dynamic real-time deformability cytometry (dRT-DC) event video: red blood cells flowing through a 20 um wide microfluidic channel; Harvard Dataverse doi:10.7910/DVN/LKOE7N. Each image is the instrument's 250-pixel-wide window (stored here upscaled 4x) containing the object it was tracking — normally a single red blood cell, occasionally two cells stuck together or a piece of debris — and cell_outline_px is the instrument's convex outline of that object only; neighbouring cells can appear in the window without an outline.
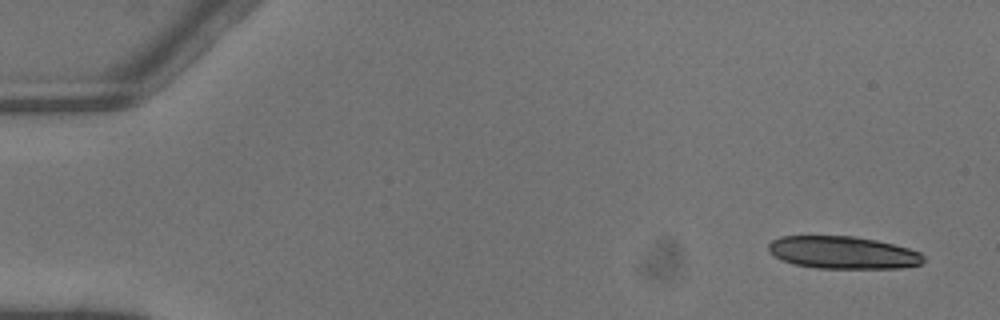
{"species": "common noctule bat (a hibernating species)", "species_latin": "Nyctalus noctula", "temperature_condition": "warm", "stored_images_in_passage": 5, "camera_frame_rate_fps": 3000, "um_per_image_px": 0.085, "animal": {"sex": "male", "body_mass_g": 13.3}, "frame": {"image": 1, "passage_image": 1, "time_ms": 0.0, "image_size_px": [1000, 320], "cell_outline_px": [[924, 260], [920, 264], [900, 268], [816, 268], [792, 264], [768, 252], [768, 244], [772, 240], [780, 236], [856, 236], [876, 240], [908, 248], [920, 252], [924, 256]], "centroid_in_image_um": [71.63, 21.46], "position_along_channel_um": 13.4, "area_um2": 29.36}}
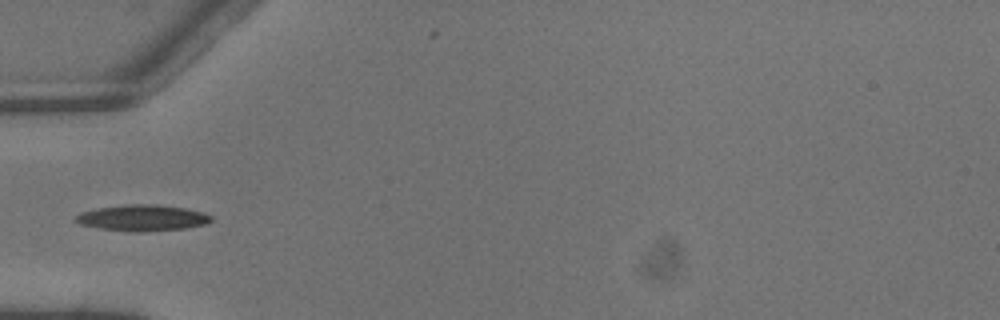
{"frame": {"image": 2, "passage_image": 4, "time_ms": 1.0, "image_size_px": [1000, 320], "cell_outline_px": [[212, 220], [208, 224], [184, 228], [144, 232], [136, 232], [100, 228], [80, 224], [76, 220], [76, 216], [80, 212], [96, 208], [128, 204], [156, 204], [188, 208], [204, 212], [212, 216]], "centroid_in_image_um": [12.16, 18.51], "position_along_channel_um": 72.8, "area_um2": 20.75}}
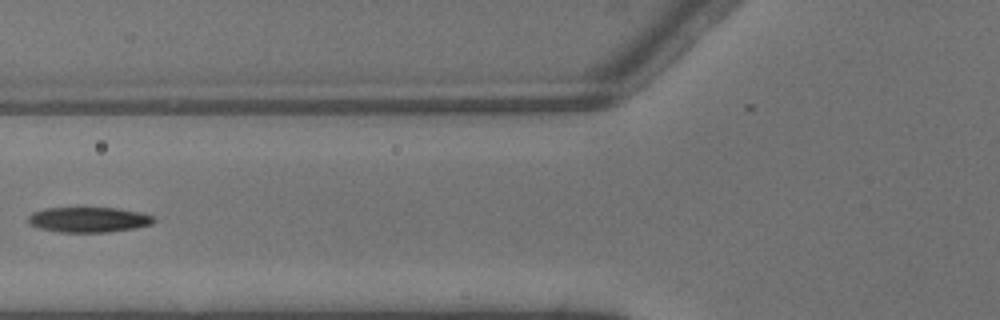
{"frame": {"image": 3, "passage_image": 5, "time_ms": 1.333, "image_size_px": [1000, 320], "cell_outline_px": [[156, 220], [152, 224], [136, 228], [108, 232], [60, 232], [40, 228], [32, 224], [28, 220], [28, 216], [32, 212], [44, 208], [120, 208], [144, 212], [156, 216]], "centroid_in_image_um": [7.62, 18.66], "position_along_channel_um": 118.2, "area_um2": 18.67}}